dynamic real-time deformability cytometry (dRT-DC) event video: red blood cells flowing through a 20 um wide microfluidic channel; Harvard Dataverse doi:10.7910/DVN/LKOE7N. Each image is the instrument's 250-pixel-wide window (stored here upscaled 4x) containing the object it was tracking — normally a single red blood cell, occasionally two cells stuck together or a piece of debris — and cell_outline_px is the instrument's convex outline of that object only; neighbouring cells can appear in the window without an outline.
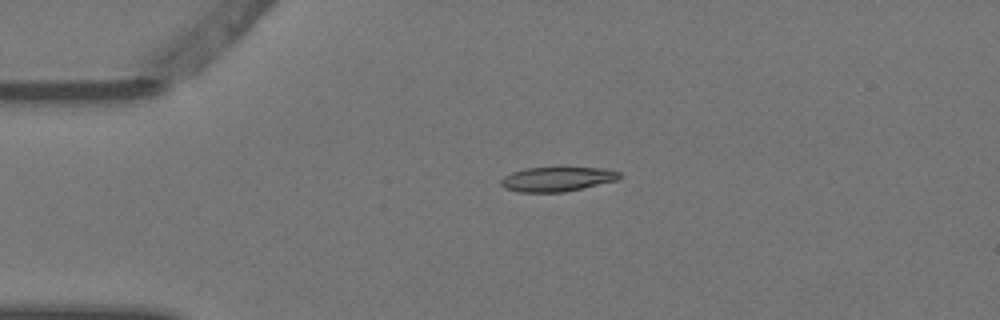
{"species": "Egyptian fruit bat (a non-hibernating species)", "species_latin": "Rousettus aegyptiacus", "temperature_condition": "warm", "stored_images_in_passage": 2, "camera_frame_rate_fps": 3000, "um_per_image_px": 0.085, "animal": {"sex": "female"}, "frame": {"image": 1, "passage_image": 2, "time_ms": 0.333, "image_size_px": [1000, 320], "cell_outline_px": [[624, 176], [616, 180], [564, 192], [516, 192], [504, 188], [500, 184], [500, 180], [504, 176], [512, 172], [524, 168], [560, 164], [608, 168], [620, 172]], "centroid_in_image_um": [47.38, 15.15], "position_along_channel_um": 37.6, "area_um2": 18.15}}